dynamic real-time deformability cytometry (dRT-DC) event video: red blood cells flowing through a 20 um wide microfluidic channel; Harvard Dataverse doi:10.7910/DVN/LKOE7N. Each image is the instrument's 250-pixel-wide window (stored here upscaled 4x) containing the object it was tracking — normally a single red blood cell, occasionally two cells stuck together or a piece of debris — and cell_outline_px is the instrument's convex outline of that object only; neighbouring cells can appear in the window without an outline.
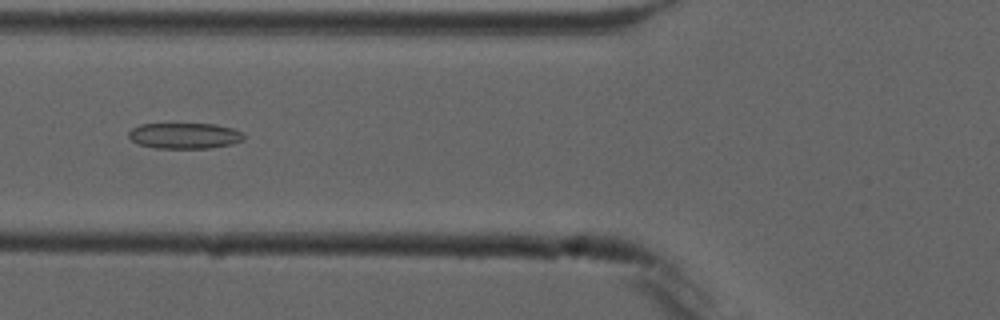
{"species": "common noctule bat (a hibernating species)", "species_latin": "Nyctalus noctula", "temperature_condition": "cold", "stored_images_in_passage": 7, "camera_frame_rate_fps": 3000, "um_per_image_px": 0.085, "animal": {"sex": "male", "forearm_length_mm": 52.5}, "frame": {"image": 1, "passage_image": 6, "time_ms": 6.0, "image_size_px": [1000, 320], "cell_outline_px": [[244, 140], [232, 144], [208, 148], [156, 148], [140, 144], [132, 140], [128, 136], [128, 132], [132, 128], [140, 124], [216, 124], [232, 128], [244, 132]], "centroid_in_image_um": [15.72, 11.53], "position_along_channel_um": 110.1, "area_um2": 17.34}}
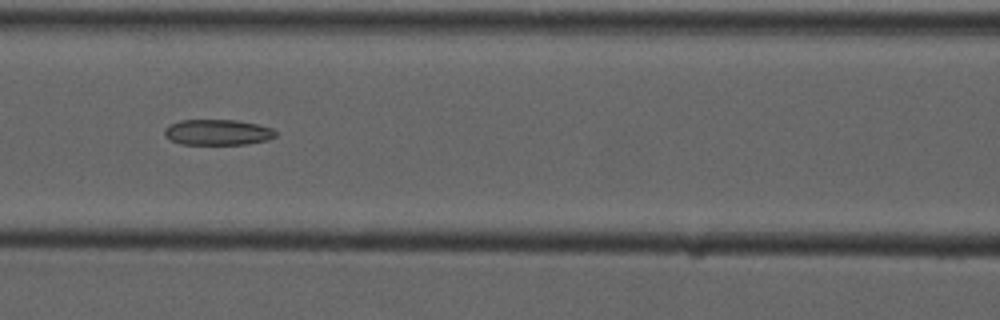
{"frame": {"image": 2, "passage_image": 7, "time_ms": 7.0, "image_size_px": [1000, 320], "cell_outline_px": [[276, 136], [268, 140], [244, 144], [180, 144], [172, 140], [164, 132], [164, 128], [168, 124], [180, 120], [236, 120], [256, 124], [272, 128], [276, 132]], "centroid_in_image_um": [18.49, 11.24], "position_along_channel_um": 148.1, "area_um2": 16.53}}